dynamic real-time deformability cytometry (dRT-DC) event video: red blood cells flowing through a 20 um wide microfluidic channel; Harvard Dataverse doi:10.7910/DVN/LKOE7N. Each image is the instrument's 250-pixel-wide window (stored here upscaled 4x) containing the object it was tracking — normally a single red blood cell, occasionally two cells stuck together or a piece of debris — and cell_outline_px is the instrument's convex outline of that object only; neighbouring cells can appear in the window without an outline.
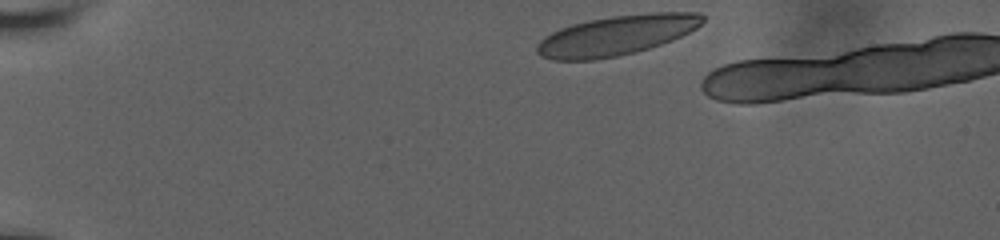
{"species": "human", "species_latin": "Homo sapiens", "temperature_condition": "room temperature", "stored_images_in_passage": 5, "camera_frame_rate_fps": 3000, "um_per_image_px": 0.085, "donor": {"sex": "male"}, "frame": {"image": 1, "passage_image": 1, "time_ms": 0.0, "image_size_px": [1000, 240], "cell_outline_px": [[704, 20], [696, 28], [672, 40], [636, 52], [596, 60], [552, 60], [540, 56], [536, 52], [536, 44], [544, 36], [560, 28], [572, 24], [588, 20], [612, 16], [652, 12], [700, 12], [704, 16]], "centroid_in_image_um": [52.36, 3.0], "position_along_channel_um": 32.6, "area_um2": 38.55}}